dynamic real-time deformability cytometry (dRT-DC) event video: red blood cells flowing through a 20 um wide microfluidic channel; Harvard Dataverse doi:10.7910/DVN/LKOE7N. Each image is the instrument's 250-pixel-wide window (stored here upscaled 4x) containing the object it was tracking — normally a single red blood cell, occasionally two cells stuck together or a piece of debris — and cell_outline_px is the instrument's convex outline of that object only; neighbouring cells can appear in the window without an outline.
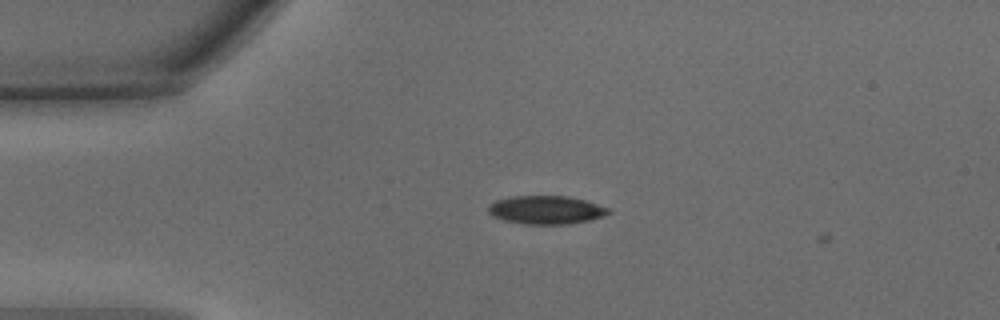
{"species": "common noctule bat (a hibernating species)", "species_latin": "Nyctalus noctula", "temperature_condition": "warm", "stored_images_in_passage": 2, "camera_frame_rate_fps": 3000, "um_per_image_px": 0.085, "animal": {"sex": "male", "body_mass_g": 15.6}, "frame": {"image": 1, "passage_image": 1, "time_ms": 0.0, "image_size_px": [1000, 320], "cell_outline_px": [[612, 212], [604, 216], [588, 220], [568, 224], [528, 224], [504, 220], [492, 216], [488, 212], [488, 204], [496, 200], [512, 196], [568, 196], [584, 200], [608, 208]], "centroid_in_image_um": [46.39, 17.84], "position_along_channel_um": 38.6, "area_um2": 19.77}}